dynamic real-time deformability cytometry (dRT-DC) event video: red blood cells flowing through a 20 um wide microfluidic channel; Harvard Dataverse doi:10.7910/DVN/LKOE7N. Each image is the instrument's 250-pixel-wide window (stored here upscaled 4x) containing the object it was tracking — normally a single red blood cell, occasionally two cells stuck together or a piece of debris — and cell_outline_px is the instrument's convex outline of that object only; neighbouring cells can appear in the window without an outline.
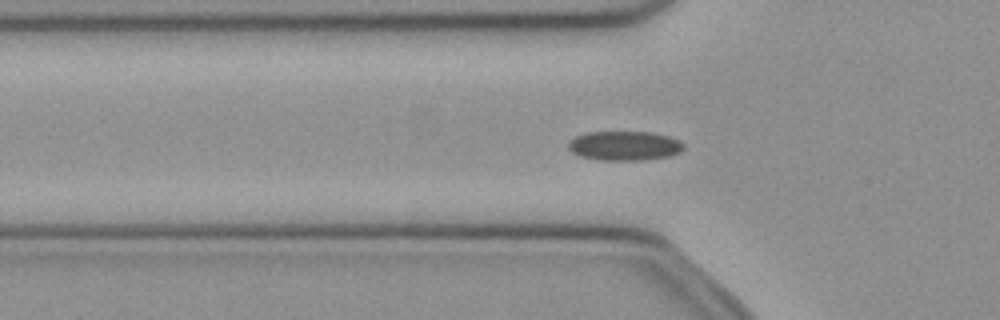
{"species": "common noctule bat (a hibernating species)", "species_latin": "Nyctalus noctula", "temperature_condition": "cold", "stored_images_in_passage": 51, "camera_frame_rate_fps": 3000, "um_per_image_px": 0.085, "animal": {"sex": "female", "body_mass_g": 21.9}, "frame": {"image": 1, "passage_image": 16, "time_ms": 5.0, "image_size_px": [1000, 320], "cell_outline_px": [[684, 148], [680, 152], [668, 156], [640, 160], [600, 160], [580, 156], [572, 152], [568, 148], [568, 140], [584, 132], [652, 132], [668, 136], [680, 140], [684, 144]], "centroid_in_image_um": [53.06, 12.38], "position_along_channel_um": 72.7, "area_um2": 19.83}}
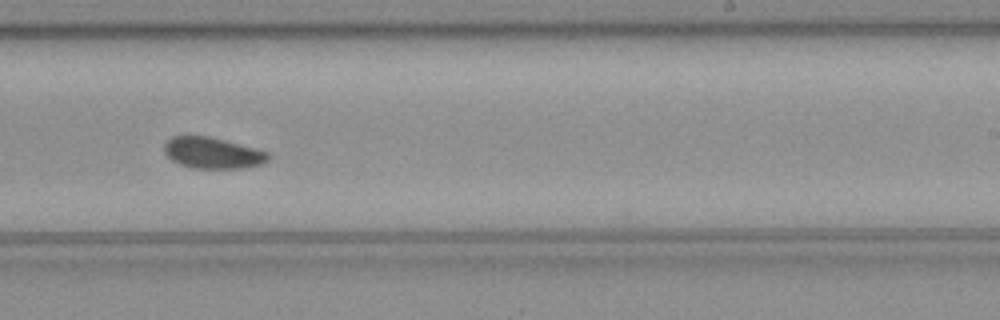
{"frame": {"image": 2, "passage_image": 31, "time_ms": 10.0, "image_size_px": [1000, 320], "cell_outline_px": [[272, 156], [268, 160], [260, 164], [240, 168], [192, 168], [180, 164], [172, 160], [164, 152], [164, 144], [172, 136], [208, 136], [224, 140], [268, 152]], "centroid_in_image_um": [18.06, 13.0], "position_along_channel_um": 270.9, "area_um2": 18.67}}
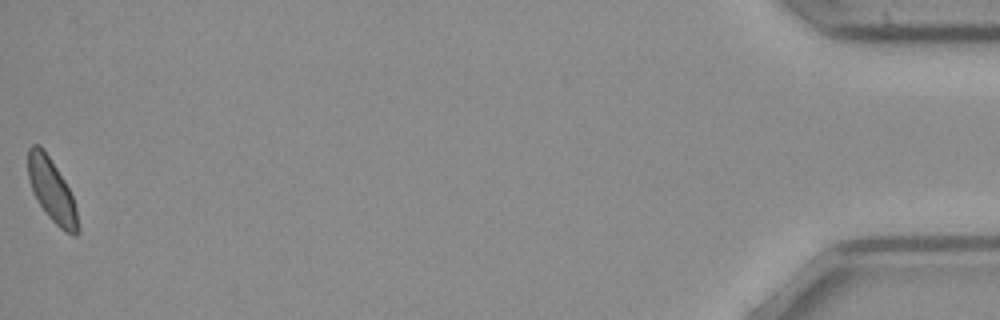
{"frame": {"image": 3, "passage_image": 51, "time_ms": 16.667, "image_size_px": [1000, 320], "cell_outline_px": [[80, 232], [76, 236], [72, 236], [64, 232], [48, 216], [32, 192], [28, 176], [28, 148], [32, 144], [40, 144], [44, 148], [64, 180], [72, 196], [76, 208], [80, 228]], "centroid_in_image_um": [4.41, 16.2], "position_along_channel_um": 430.8, "area_um2": 18.44}, "authors_computed_cell_mechanics": {"area_um2": 19.1896, "velocity_mm_per_s": 3.9515, "shape_relaxation_time_tau1_ms": 6.0375, "shape_relaxation_time_tau2_ms": 2.9417, "deformation_change_tau1": 0.0784, "deformation_change_tau2": 0.0663}}